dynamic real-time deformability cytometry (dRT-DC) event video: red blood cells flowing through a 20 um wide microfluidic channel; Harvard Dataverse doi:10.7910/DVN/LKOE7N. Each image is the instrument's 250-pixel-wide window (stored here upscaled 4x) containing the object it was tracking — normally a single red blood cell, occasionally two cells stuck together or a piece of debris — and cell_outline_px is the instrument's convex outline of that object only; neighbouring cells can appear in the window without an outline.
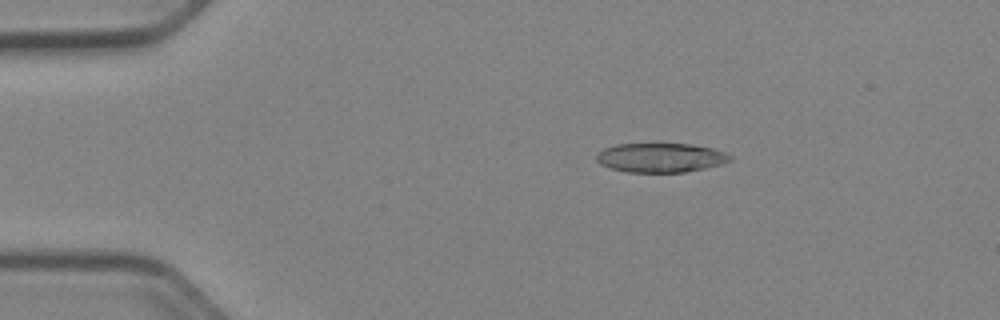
{"species": "Egyptian fruit bat (a non-hibernating species)", "species_latin": "Rousettus aegyptiacus", "temperature_condition": "cold", "stored_images_in_passage": 34, "camera_frame_rate_fps": 3000, "um_per_image_px": 0.085, "animal": {"sex": "female"}, "frame": {"image": 1, "passage_image": 9, "time_ms": 2.667, "image_size_px": [1000, 320], "cell_outline_px": [[732, 160], [720, 164], [704, 168], [684, 172], [628, 172], [612, 168], [600, 164], [596, 160], [596, 152], [604, 148], [616, 144], [692, 144], [712, 148], [724, 152], [732, 156]], "centroid_in_image_um": [56.13, 13.39], "position_along_channel_um": 28.9, "area_um2": 22.72}}
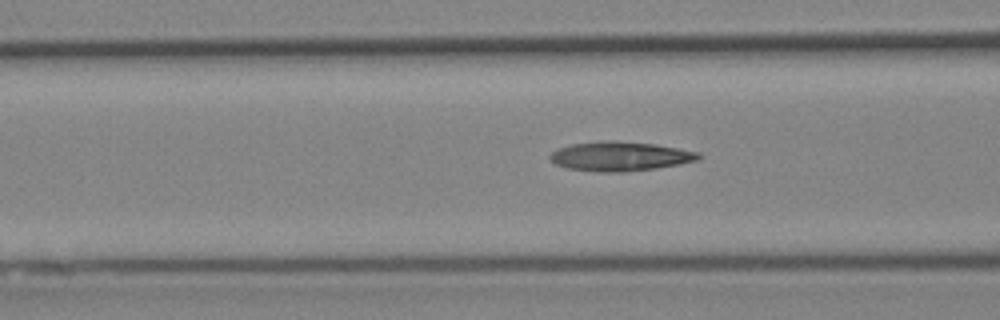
{"frame": {"image": 2, "passage_image": 20, "time_ms": 6.333, "image_size_px": [1000, 320], "cell_outline_px": [[704, 156], [700, 160], [680, 164], [656, 168], [624, 172], [596, 172], [568, 168], [556, 164], [548, 156], [552, 152], [560, 148], [572, 144], [604, 140], [612, 140], [656, 144], [700, 152]], "centroid_in_image_um": [52.77, 13.28], "position_along_channel_um": 113.8, "area_um2": 25.55}}
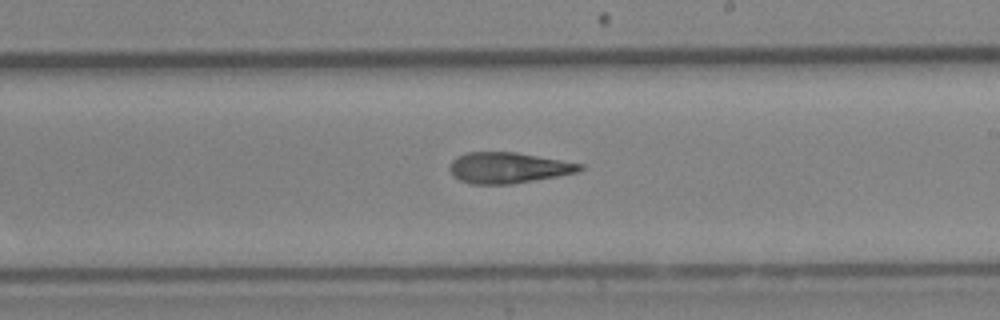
{"frame": {"image": 3, "passage_image": 30, "time_ms": 9.667, "image_size_px": [1000, 320], "cell_outline_px": [[584, 168], [576, 172], [556, 176], [512, 184], [472, 184], [460, 180], [452, 176], [452, 160], [456, 156], [468, 152], [516, 152], [584, 164]], "centroid_in_image_um": [43.2, 14.25], "position_along_channel_um": 245.8, "area_um2": 23.18}}